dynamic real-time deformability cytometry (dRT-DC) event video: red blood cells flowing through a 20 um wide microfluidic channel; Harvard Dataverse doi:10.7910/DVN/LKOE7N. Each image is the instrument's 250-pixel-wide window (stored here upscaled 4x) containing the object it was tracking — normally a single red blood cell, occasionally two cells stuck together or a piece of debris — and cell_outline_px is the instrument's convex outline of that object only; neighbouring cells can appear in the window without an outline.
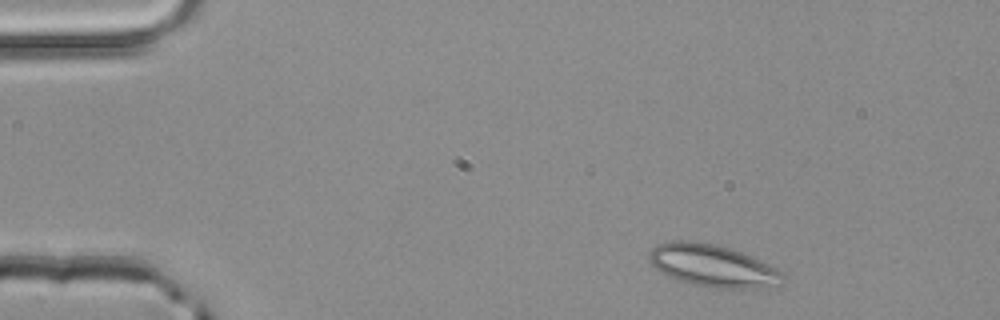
{"species": "common noctule bat (a hibernating species)", "species_latin": "Nyctalus noctula", "temperature_condition": "room temperature", "stored_images_in_passage": 3, "camera_frame_rate_fps": 3000, "um_per_image_px": 0.085, "animal": {"sex": "male", "body_mass_g": 20.4}, "frame": {"image": 1, "passage_image": 1, "time_ms": 0.0, "image_size_px": [1000, 320], "cell_outline_px": [[784, 276], [776, 288], [704, 288], [676, 280], [668, 276], [656, 268], [652, 264], [648, 256], [648, 252], [656, 244], [672, 240], [688, 240], [716, 244], [752, 256], [784, 272]], "centroid_in_image_um": [60.57, 22.6], "position_along_channel_um": 24.4, "area_um2": 33.35}}
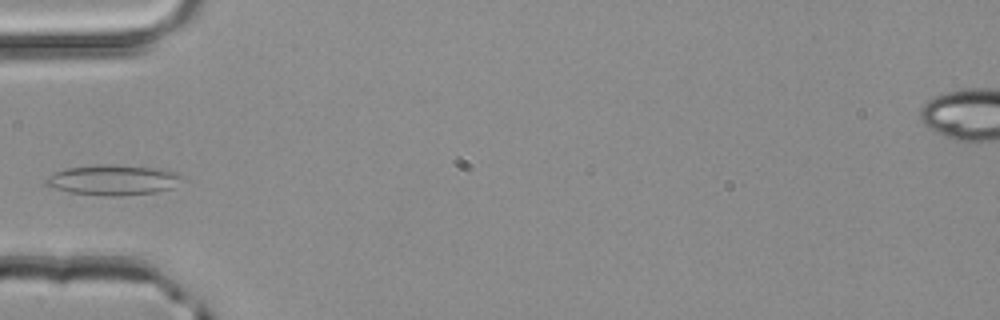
{"frame": {"image": 2, "passage_image": 3, "time_ms": 0.667, "image_size_px": [1000, 320], "cell_outline_px": [[184, 176], [172, 188], [156, 192], [120, 196], [104, 196], [68, 192], [44, 184], [44, 176], [64, 168], [100, 164], [112, 164], [164, 168], [180, 172]], "centroid_in_image_um": [9.61, 15.28], "position_along_channel_um": 75.4, "area_um2": 24.62}}